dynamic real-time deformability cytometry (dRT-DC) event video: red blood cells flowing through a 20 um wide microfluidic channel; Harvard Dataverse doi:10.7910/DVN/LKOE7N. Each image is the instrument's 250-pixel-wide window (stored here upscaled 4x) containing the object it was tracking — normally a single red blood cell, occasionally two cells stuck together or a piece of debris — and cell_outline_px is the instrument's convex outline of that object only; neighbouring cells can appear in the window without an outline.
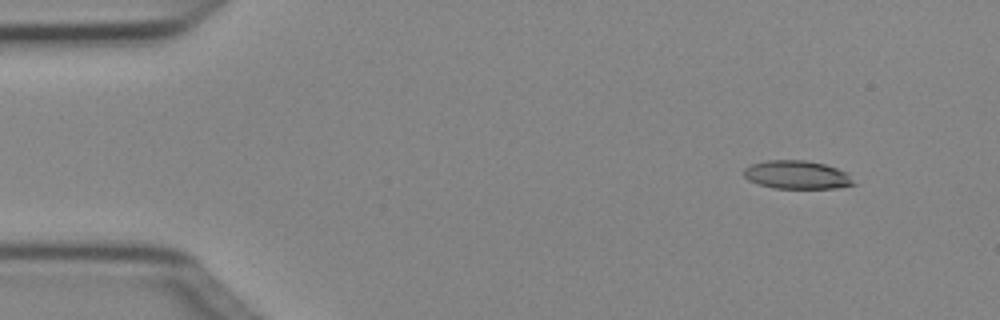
{"species": "Egyptian fruit bat (a non-hibernating species)", "species_latin": "Rousettus aegyptiacus", "temperature_condition": "cold", "stored_images_in_passage": 5, "camera_frame_rate_fps": 3000, "um_per_image_px": 0.085, "animal": {"sex": "female"}, "frame": {"image": 1, "passage_image": 1, "time_ms": 0.0, "image_size_px": [1000, 320], "cell_outline_px": [[856, 184], [836, 188], [776, 188], [760, 184], [748, 180], [744, 176], [744, 168], [752, 164], [768, 160], [804, 160], [824, 164], [836, 168], [844, 172]], "centroid_in_image_um": [67.71, 14.86], "position_along_channel_um": 17.3, "area_um2": 17.8}}
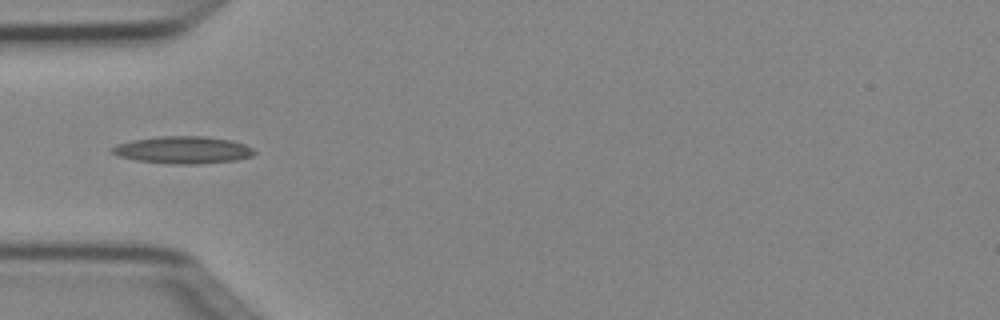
{"frame": {"image": 2, "passage_image": 4, "time_ms": 1.0, "image_size_px": [1000, 320], "cell_outline_px": [[256, 152], [252, 156], [236, 160], [200, 164], [176, 164], [136, 160], [120, 156], [112, 152], [108, 148], [116, 144], [132, 140], [160, 136], [204, 136], [232, 140], [244, 144], [252, 148]], "centroid_in_image_um": [15.56, 12.74], "position_along_channel_um": 69.4, "area_um2": 22.6}}
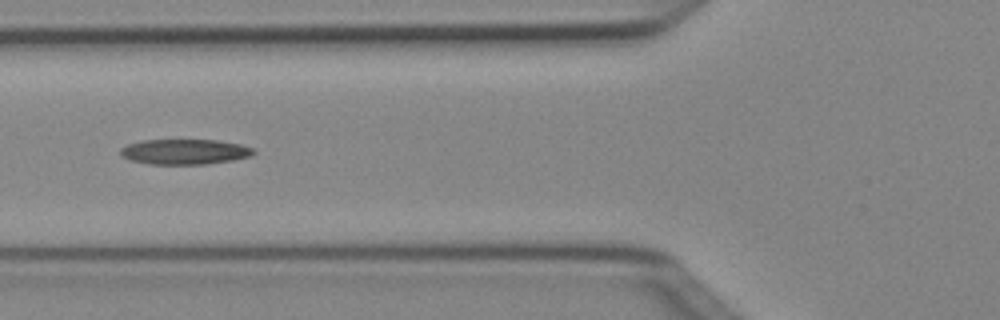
{"frame": {"image": 3, "passage_image": 5, "time_ms": 1.333, "image_size_px": [1000, 320], "cell_outline_px": [[256, 152], [252, 156], [232, 160], [204, 164], [148, 164], [128, 160], [120, 156], [120, 148], [128, 144], [140, 140], [216, 140], [240, 144], [252, 148]], "centroid_in_image_um": [15.65, 12.9], "position_along_channel_um": 110.1, "area_um2": 19.71}}